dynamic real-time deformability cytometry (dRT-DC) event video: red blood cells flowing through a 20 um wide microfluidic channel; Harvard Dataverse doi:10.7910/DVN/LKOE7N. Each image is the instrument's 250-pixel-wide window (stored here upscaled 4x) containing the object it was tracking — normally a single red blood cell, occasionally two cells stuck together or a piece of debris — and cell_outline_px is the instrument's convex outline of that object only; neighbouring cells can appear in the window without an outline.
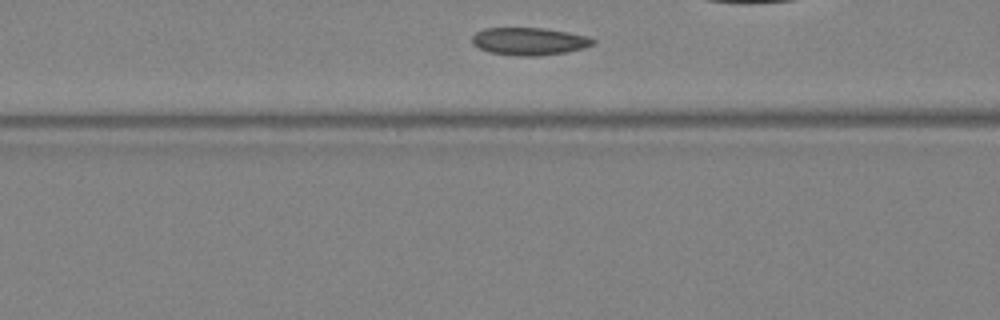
{"species": "Egyptian fruit bat (a non-hibernating species)", "species_latin": "Rousettus aegyptiacus", "temperature_condition": "warm", "stored_images_in_passage": 39, "camera_frame_rate_fps": 3000, "um_per_image_px": 0.085, "animal": {"sex": "female"}, "frame": {"image": 1, "passage_image": 16, "time_ms": 5.0, "image_size_px": [1000, 320], "cell_outline_px": [[596, 44], [584, 48], [564, 52], [540, 56], [516, 56], [488, 52], [472, 44], [472, 36], [476, 32], [484, 28], [544, 28], [568, 32], [588, 36], [596, 40]], "centroid_in_image_um": [44.99, 3.51], "position_along_channel_um": 121.6, "area_um2": 19.59}}
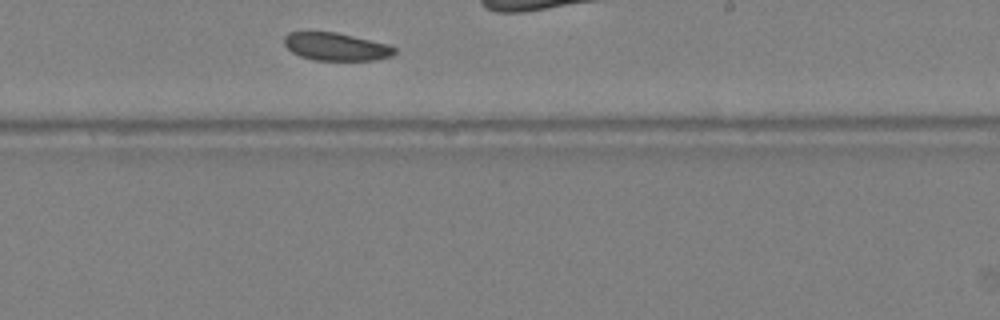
{"frame": {"image": 2, "passage_image": 24, "time_ms": 7.667, "image_size_px": [1000, 320], "cell_outline_px": [[396, 52], [392, 56], [372, 60], [316, 60], [300, 56], [292, 52], [284, 44], [284, 36], [288, 32], [336, 32], [388, 44], [396, 48]], "centroid_in_image_um": [28.56, 3.96], "position_along_channel_um": 260.4, "area_um2": 17.8}}
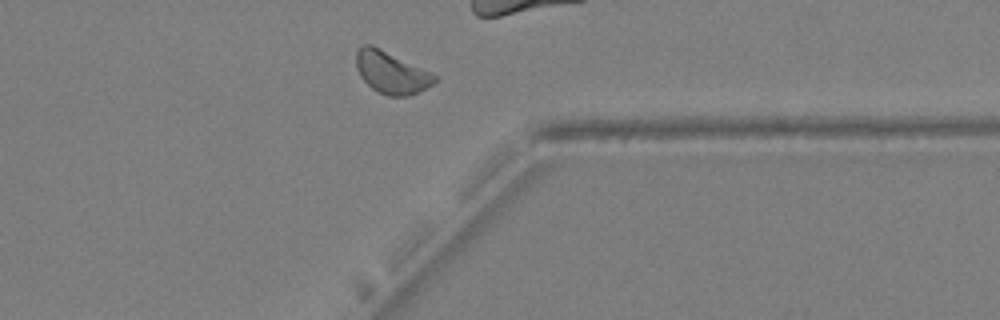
{"frame": {"image": 3, "passage_image": 31, "time_ms": 10.0, "image_size_px": [1000, 320], "cell_outline_px": [[436, 80], [432, 84], [408, 96], [388, 96], [372, 88], [360, 76], [356, 68], [356, 52], [364, 44], [372, 44], [436, 76]], "centroid_in_image_um": [33.2, 6.16], "position_along_channel_um": 378.2, "area_um2": 18.61}}